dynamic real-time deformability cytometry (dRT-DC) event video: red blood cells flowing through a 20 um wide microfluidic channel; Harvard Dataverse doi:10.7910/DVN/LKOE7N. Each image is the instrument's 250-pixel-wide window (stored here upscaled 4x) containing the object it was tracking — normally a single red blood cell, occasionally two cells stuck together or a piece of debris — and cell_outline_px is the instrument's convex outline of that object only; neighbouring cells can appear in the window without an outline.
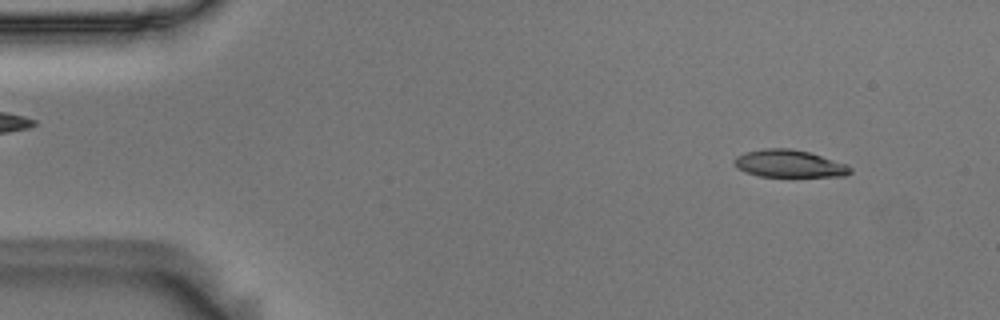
{"species": "Egyptian fruit bat (a non-hibernating species)", "species_latin": "Rousettus aegyptiacus", "temperature_condition": "room temperature", "stored_images_in_passage": 55, "camera_frame_rate_fps": 3000, "um_per_image_px": 0.085, "animal": {"sex": "male"}, "frame": {"image": 1, "passage_image": 5, "time_ms": 1.333, "image_size_px": [1000, 320], "cell_outline_px": [[852, 172], [844, 176], [760, 176], [744, 172], [736, 168], [732, 160], [736, 156], [744, 152], [764, 148], [788, 148], [808, 152], [848, 164], [852, 168]], "centroid_in_image_um": [67.05, 13.91], "position_along_channel_um": 18.0, "area_um2": 18.61}}
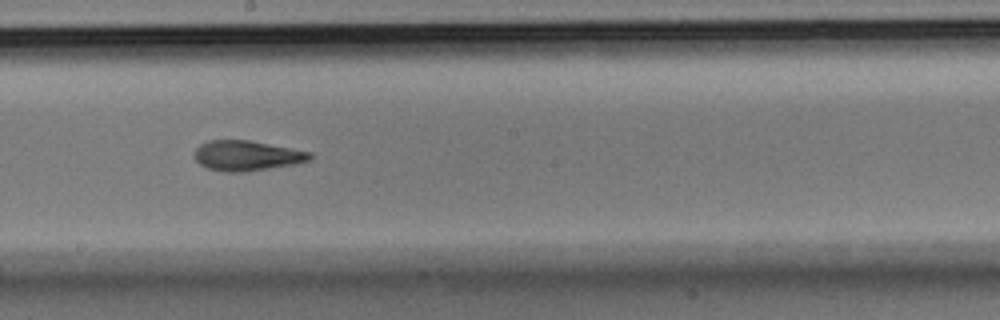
{"frame": {"image": 2, "passage_image": 30, "time_ms": 9.667, "image_size_px": [1000, 320], "cell_outline_px": [[312, 156], [308, 160], [292, 164], [244, 172], [224, 172], [208, 168], [200, 164], [196, 160], [196, 148], [200, 144], [208, 140], [248, 140], [312, 152]], "centroid_in_image_um": [20.95, 13.22], "position_along_channel_um": 227.2, "area_um2": 19.94}}
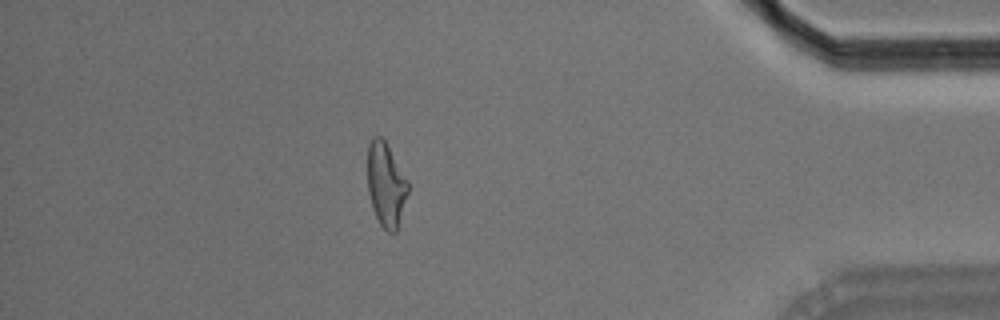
{"frame": {"image": 3, "passage_image": 48, "time_ms": 15.667, "image_size_px": [1000, 320], "cell_outline_px": [[408, 192], [396, 232], [388, 232], [380, 224], [372, 208], [368, 192], [368, 144], [372, 136], [380, 136], [384, 140], [408, 180]], "centroid_in_image_um": [32.79, 15.68], "position_along_channel_um": 402.4, "area_um2": 19.59}, "authors_computed_cell_mechanics": {"area_um2": 20.0566, "velocity_mm_per_s": 3.6162, "shape_relaxation_time_tau1_ms": 5.0711, "shape_relaxation_time_tau2_ms": 2.3882, "deformation_change_tau1": 0.1798, "deformation_change_tau2": 0.1113}}